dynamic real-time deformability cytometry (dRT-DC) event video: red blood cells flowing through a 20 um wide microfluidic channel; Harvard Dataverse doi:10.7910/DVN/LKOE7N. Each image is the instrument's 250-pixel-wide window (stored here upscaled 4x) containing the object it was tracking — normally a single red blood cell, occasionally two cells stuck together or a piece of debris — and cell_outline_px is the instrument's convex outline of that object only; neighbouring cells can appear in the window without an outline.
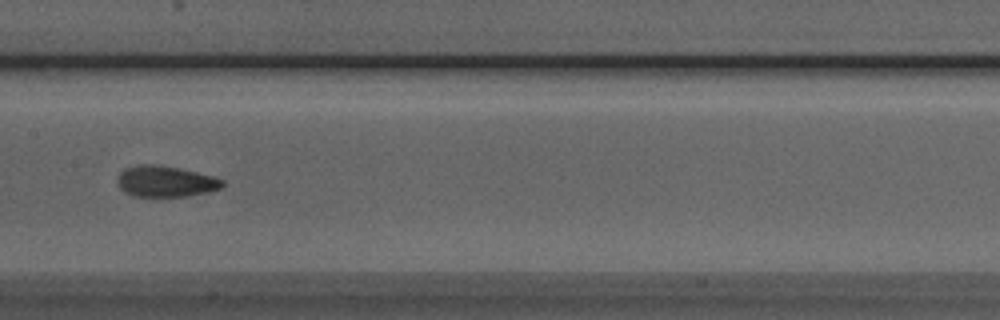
{"species": "Egyptian fruit bat (a non-hibernating species)", "species_latin": "Rousettus aegyptiacus", "temperature_condition": "room temperature", "stored_images_in_passage": 53, "segment_of_instrument_passage": [2, 2], "camera_frame_rate_fps": 3000, "um_per_image_px": 0.085, "animal": {"sex": "male"}, "frame": {"image": 1, "passage_image": 26, "time_ms": 8.333, "image_size_px": [1000, 320], "cell_outline_px": [[224, 184], [220, 188], [208, 192], [184, 196], [132, 196], [124, 192], [120, 188], [116, 180], [120, 172], [124, 168], [140, 164], [160, 164], [180, 168], [216, 176], [224, 180]], "centroid_in_image_um": [14.06, 15.4], "position_along_channel_um": 193.3, "area_um2": 19.25}}
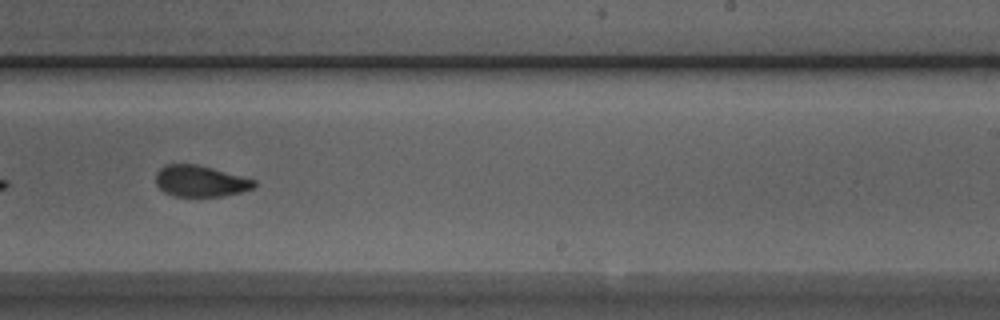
{"frame": {"image": 2, "passage_image": 32, "time_ms": 10.333, "image_size_px": [1000, 320], "cell_outline_px": [[256, 184], [252, 188], [240, 192], [224, 196], [172, 196], [164, 192], [156, 184], [156, 172], [164, 164], [196, 164], [212, 168], [256, 180]], "centroid_in_image_um": [17.0, 15.39], "position_along_channel_um": 272.0, "area_um2": 17.86}}
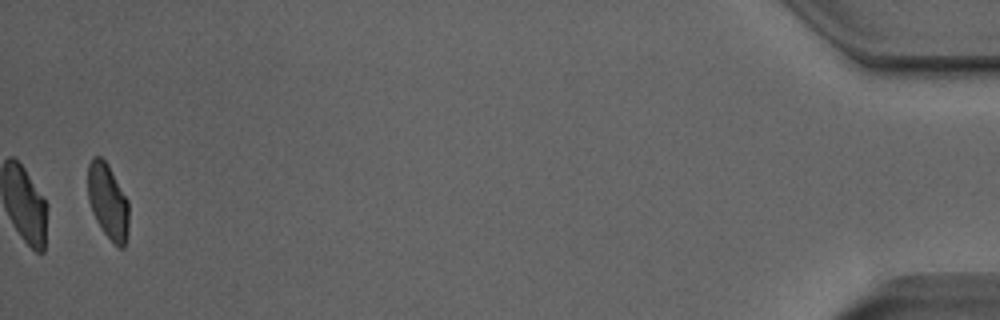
{"frame": {"image": 3, "passage_image": 51, "time_ms": 16.667, "image_size_px": [1000, 320], "cell_outline_px": [[128, 232], [124, 248], [120, 248], [100, 228], [92, 212], [88, 200], [88, 164], [92, 156], [100, 156], [108, 164], [128, 200]], "centroid_in_image_um": [9.16, 17.09], "position_along_channel_um": 426.0, "area_um2": 17.98}}